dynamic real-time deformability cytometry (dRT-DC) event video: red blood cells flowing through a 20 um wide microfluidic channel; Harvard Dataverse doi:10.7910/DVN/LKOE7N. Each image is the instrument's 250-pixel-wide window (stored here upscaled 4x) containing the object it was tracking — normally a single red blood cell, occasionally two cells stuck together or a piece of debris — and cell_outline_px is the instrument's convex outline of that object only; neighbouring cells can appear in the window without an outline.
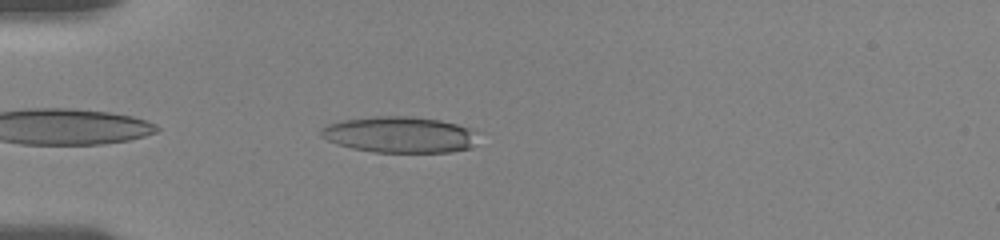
{"species": "human", "species_latin": "Homo sapiens", "temperature_condition": "room temperature", "stored_images_in_passage": 27, "camera_frame_rate_fps": 3000, "um_per_image_px": 0.085, "donor": {"sex": "female"}, "frame": {"image": 1, "passage_image": 3, "time_ms": 0.667, "image_size_px": [1000, 240], "cell_outline_px": [[476, 144], [472, 148], [452, 152], [372, 152], [352, 148], [336, 144], [320, 136], [320, 128], [328, 124], [344, 120], [376, 116], [412, 116], [440, 120], [456, 124], [468, 128]], "centroid_in_image_um": [33.91, 11.45], "position_along_channel_um": 51.1, "area_um2": 32.89}}
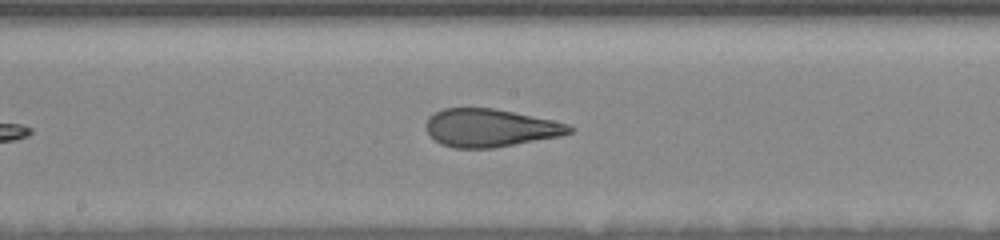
{"frame": {"image": 2, "passage_image": 16, "time_ms": 5.333, "image_size_px": [1000, 240], "cell_outline_px": [[576, 132], [560, 136], [492, 148], [456, 148], [440, 144], [428, 136], [424, 128], [424, 124], [428, 116], [444, 108], [496, 108], [552, 120], [568, 124], [576, 128]], "centroid_in_image_um": [41.64, 10.87], "position_along_channel_um": 206.6, "area_um2": 32.08}}
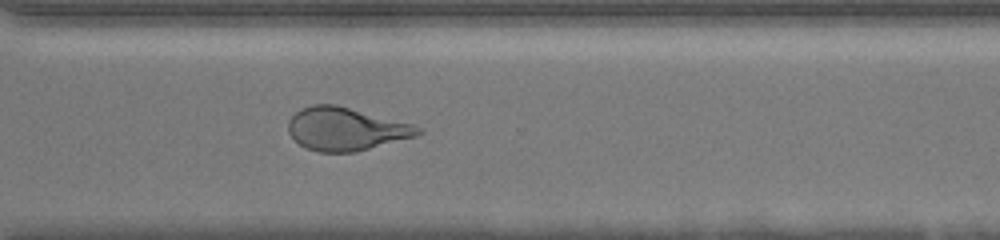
{"frame": {"image": 3, "passage_image": 27, "time_ms": 9.0, "image_size_px": [1000, 240], "cell_outline_px": [[424, 132], [416, 136], [356, 152], [320, 152], [304, 148], [288, 132], [288, 120], [300, 108], [312, 104], [336, 104], [412, 124], [424, 128]], "centroid_in_image_um": [29.39, 10.96], "position_along_channel_um": 341.2, "area_um2": 32.6}}